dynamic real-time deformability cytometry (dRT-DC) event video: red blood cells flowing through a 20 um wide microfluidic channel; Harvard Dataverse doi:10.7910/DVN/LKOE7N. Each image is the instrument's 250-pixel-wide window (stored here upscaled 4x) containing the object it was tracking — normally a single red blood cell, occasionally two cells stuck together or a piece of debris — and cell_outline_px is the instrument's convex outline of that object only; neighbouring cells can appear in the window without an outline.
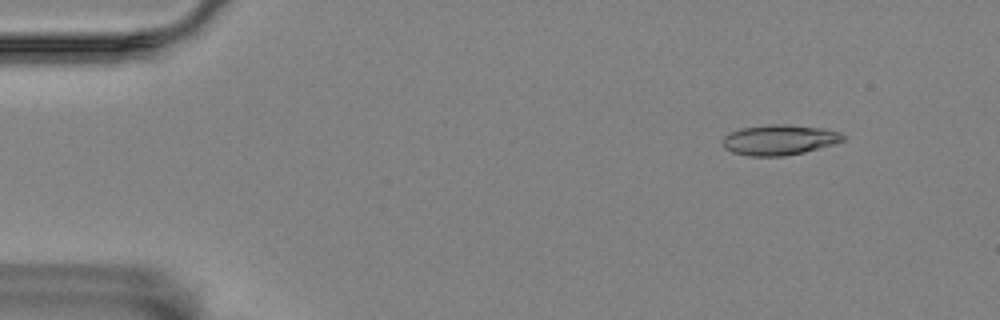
{"species": "Egyptian fruit bat (a non-hibernating species)", "species_latin": "Rousettus aegyptiacus", "temperature_condition": "room temperature", "stored_images_in_passage": 4, "camera_frame_rate_fps": 3000, "um_per_image_px": 0.085, "animal": {"sex": "female"}, "frame": {"image": 1, "passage_image": 1, "time_ms": 0.0, "image_size_px": [1000, 320], "cell_outline_px": [[844, 140], [832, 144], [804, 152], [784, 156], [748, 156], [732, 152], [724, 148], [720, 140], [724, 136], [740, 128], [776, 124], [784, 124], [824, 128], [840, 132], [844, 136]], "centroid_in_image_um": [66.2, 11.89], "position_along_channel_um": 18.8, "area_um2": 21.21}}